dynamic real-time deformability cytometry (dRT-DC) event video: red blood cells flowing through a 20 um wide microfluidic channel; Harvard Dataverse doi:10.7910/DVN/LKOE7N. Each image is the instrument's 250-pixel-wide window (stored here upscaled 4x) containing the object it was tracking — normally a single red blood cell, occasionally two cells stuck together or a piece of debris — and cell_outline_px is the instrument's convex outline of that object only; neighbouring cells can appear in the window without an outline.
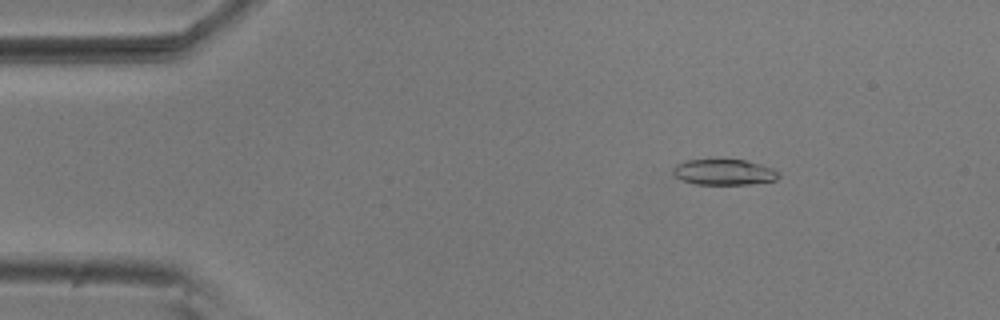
{"species": "common noctule bat (a hibernating species)", "species_latin": "Nyctalus noctula", "temperature_condition": "room temperature", "stored_images_in_passage": 4, "camera_frame_rate_fps": 3000, "um_per_image_px": 0.085, "animal": {"sex": "male", "body_mass_g": 20.5, "forearm_length_mm": 52.5}, "frame": {"image": 1, "passage_image": 1, "time_ms": 0.0, "image_size_px": [1000, 320], "cell_outline_px": [[780, 176], [776, 180], [748, 184], [696, 184], [684, 180], [676, 176], [672, 172], [672, 168], [676, 164], [684, 160], [744, 160], [760, 164], [772, 168], [780, 172]], "centroid_in_image_um": [61.55, 14.63], "position_along_channel_um": 23.5, "area_um2": 15.72}}
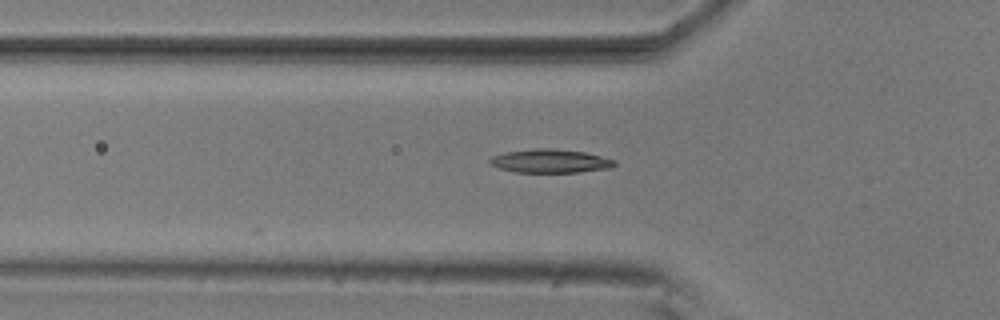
{"frame": {"image": 2, "passage_image": 4, "time_ms": 1.0, "image_size_px": [1000, 320], "cell_outline_px": [[616, 164], [612, 168], [580, 172], [516, 172], [500, 168], [492, 164], [488, 160], [492, 156], [504, 152], [536, 148], [552, 148], [584, 152], [616, 160]], "centroid_in_image_um": [46.79, 13.68], "position_along_channel_um": 79.0, "area_um2": 17.11}}